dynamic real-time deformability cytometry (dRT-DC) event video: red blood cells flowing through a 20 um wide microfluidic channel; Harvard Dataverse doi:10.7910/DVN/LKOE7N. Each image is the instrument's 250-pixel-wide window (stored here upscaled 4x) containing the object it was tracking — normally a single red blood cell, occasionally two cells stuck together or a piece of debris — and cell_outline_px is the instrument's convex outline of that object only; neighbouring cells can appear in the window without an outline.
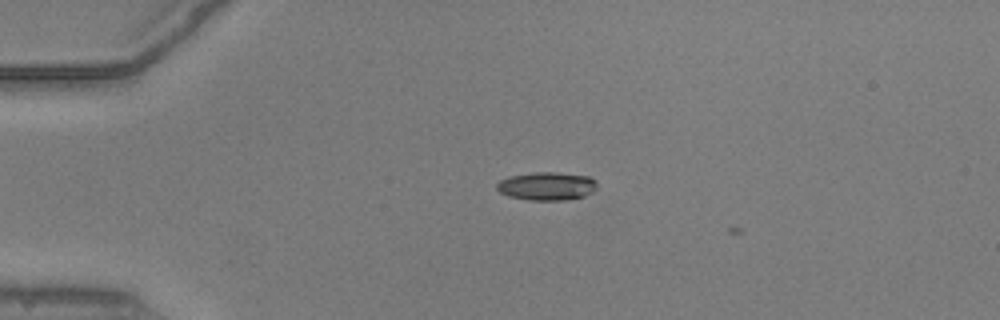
{"species": "common noctule bat (a hibernating species)", "species_latin": "Nyctalus noctula", "temperature_condition": "warm", "stored_images_in_passage": 2, "camera_frame_rate_fps": 3000, "um_per_image_px": 0.085, "animal": {"sex": "male", "body_mass_g": 20.5, "forearm_length_mm": 52.5}, "frame": {"image": 1, "passage_image": 1, "time_ms": 0.0, "image_size_px": [1000, 320], "cell_outline_px": [[596, 188], [592, 192], [584, 196], [568, 200], [528, 200], [508, 196], [500, 192], [496, 188], [496, 184], [500, 180], [508, 176], [536, 172], [556, 172], [588, 176], [596, 180]], "centroid_in_image_um": [46.47, 15.82], "position_along_channel_um": 38.5, "area_um2": 16.59}}